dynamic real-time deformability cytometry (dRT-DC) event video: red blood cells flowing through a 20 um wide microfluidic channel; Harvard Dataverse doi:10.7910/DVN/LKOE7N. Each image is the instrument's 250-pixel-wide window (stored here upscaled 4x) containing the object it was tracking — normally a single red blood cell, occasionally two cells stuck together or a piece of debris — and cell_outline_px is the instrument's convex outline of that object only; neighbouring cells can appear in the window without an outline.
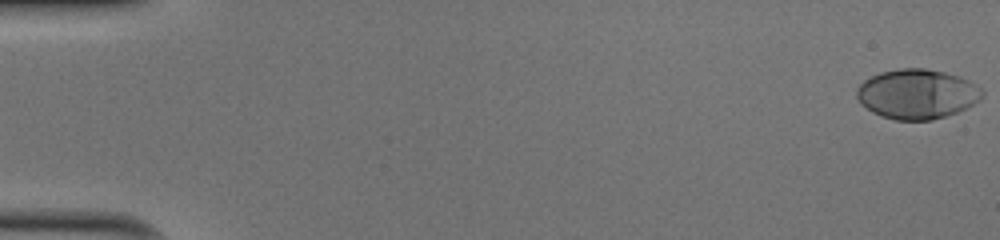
{"species": "human", "species_latin": "Homo sapiens", "temperature_condition": "cold", "stored_images_in_passage": 52, "camera_frame_rate_fps": 3000, "um_per_image_px": 0.085, "donor": {"sex": "male"}, "frame": {"image": 1, "passage_image": 1, "time_ms": 0.0, "image_size_px": [1000, 240], "cell_outline_px": [[984, 96], [980, 100], [956, 112], [932, 120], [896, 120], [872, 112], [860, 104], [856, 96], [856, 88], [864, 80], [880, 72], [900, 68], [924, 68], [944, 72], [960, 76], [968, 80], [980, 88], [984, 92]], "centroid_in_image_um": [77.93, 7.98], "position_along_channel_um": 7.1, "area_um2": 36.3}}
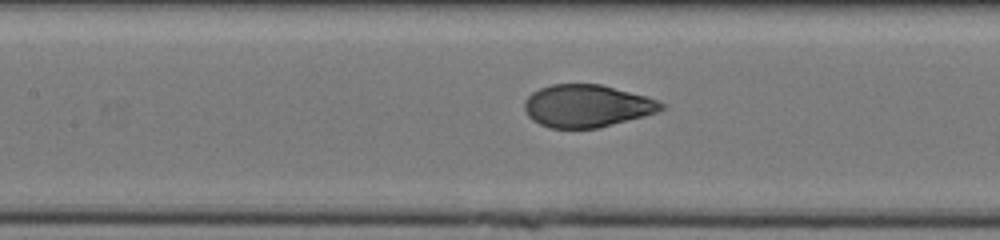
{"frame": {"image": 2, "passage_image": 25, "time_ms": 8.0, "image_size_px": [1000, 240], "cell_outline_px": [[668, 104], [664, 108], [656, 112], [644, 116], [600, 128], [548, 128], [532, 120], [528, 116], [524, 108], [524, 100], [532, 92], [540, 88], [552, 84], [600, 84], [644, 96]], "centroid_in_image_um": [49.86, 9.01], "position_along_channel_um": 157.5, "area_um2": 33.87}}
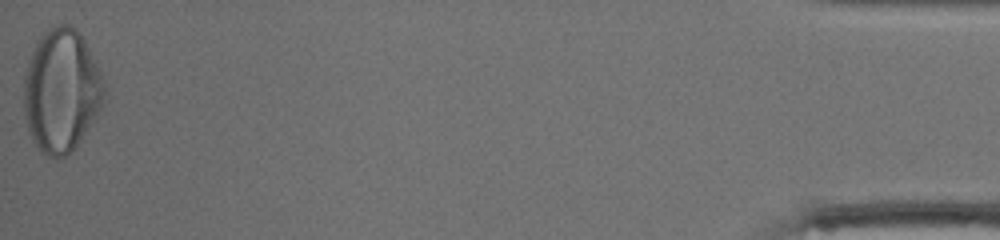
{"frame": {"image": 3, "passage_image": 52, "time_ms": 17.0, "image_size_px": [1000, 240], "cell_outline_px": [[108, 92], [104, 104], [92, 124], [76, 144], [64, 156], [48, 156], [40, 152], [32, 140], [28, 128], [24, 112], [24, 76], [32, 52], [40, 36], [48, 28], [56, 24], [72, 24], [80, 32], [104, 80]], "centroid_in_image_um": [5.24, 7.68], "position_along_channel_um": 430.0, "area_um2": 57.74}, "authors_computed_cell_mechanics": {"area_um2": 35.3736, "velocity_mm_per_s": 4.0412, "shape_relaxation_time_tau1_ms": 5.0462, "shape_relaxation_time_tau2_ms": null, "deformation_change_tau1": 0.2293, "deformation_change_tau2": null}}